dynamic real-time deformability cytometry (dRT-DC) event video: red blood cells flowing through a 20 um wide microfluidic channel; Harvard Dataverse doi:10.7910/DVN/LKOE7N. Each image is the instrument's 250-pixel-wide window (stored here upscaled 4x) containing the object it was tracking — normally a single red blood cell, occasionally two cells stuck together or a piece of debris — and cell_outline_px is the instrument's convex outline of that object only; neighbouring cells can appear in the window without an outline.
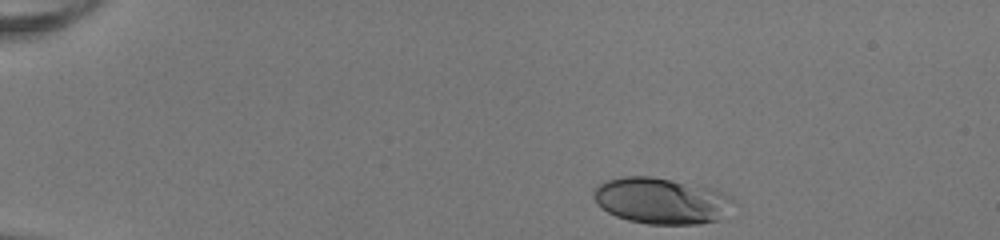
{"species": "human", "species_latin": "Homo sapiens", "temperature_condition": "room temperature", "stored_images_in_passage": 37, "camera_frame_rate_fps": 3000, "um_per_image_px": 0.085, "donor": {"sex": "female"}, "frame": {"image": 1, "passage_image": 1, "time_ms": 0.0, "image_size_px": [1000, 240], "cell_outline_px": [[732, 200], [720, 220], [700, 224], [648, 224], [628, 220], [616, 216], [608, 212], [592, 196], [592, 192], [596, 184], [604, 180], [620, 176], [652, 176], [712, 188], [732, 196]], "centroid_in_image_um": [56.15, 17.05], "position_along_channel_um": 28.8, "area_um2": 37.51}}
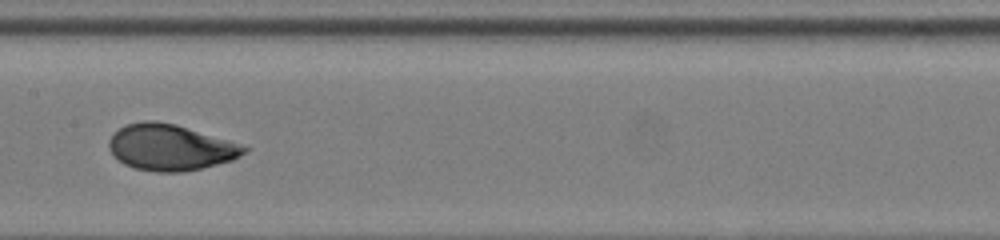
{"frame": {"image": 2, "passage_image": 20, "time_ms": 6.333, "image_size_px": [1000, 240], "cell_outline_px": [[252, 148], [240, 156], [232, 160], [184, 172], [156, 172], [136, 168], [124, 164], [108, 148], [108, 140], [120, 128], [128, 124], [144, 120], [156, 120], [176, 124], [228, 140]], "centroid_in_image_um": [14.5, 12.52], "position_along_channel_um": 192.9, "area_um2": 36.07}}
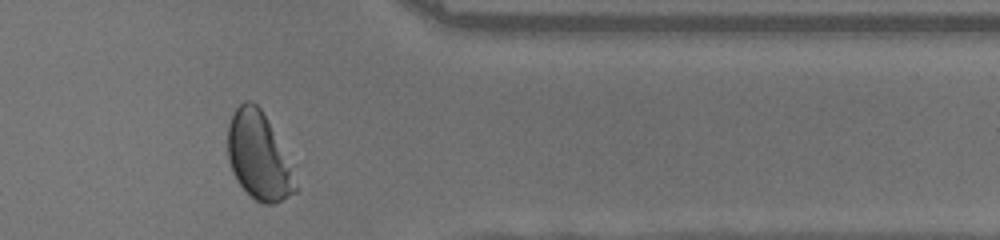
{"frame": {"image": 3, "passage_image": 35, "time_ms": 11.333, "image_size_px": [1000, 240], "cell_outline_px": [[296, 192], [272, 204], [264, 204], [256, 200], [236, 180], [232, 172], [228, 160], [228, 124], [236, 108], [244, 100], [252, 100], [260, 108], [272, 132], [288, 168], [296, 188]], "centroid_in_image_um": [21.88, 13.26], "position_along_channel_um": 389.5, "area_um2": 32.6}, "authors_computed_cell_mechanics": {"area_um2": 35.7204, "velocity_mm_per_s": 4.0841, "shape_relaxation_time_tau1_ms": 3.6132, "shape_relaxation_time_tau2_ms": null, "deformation_change_tau1": 0.1761, "deformation_change_tau2": null}}